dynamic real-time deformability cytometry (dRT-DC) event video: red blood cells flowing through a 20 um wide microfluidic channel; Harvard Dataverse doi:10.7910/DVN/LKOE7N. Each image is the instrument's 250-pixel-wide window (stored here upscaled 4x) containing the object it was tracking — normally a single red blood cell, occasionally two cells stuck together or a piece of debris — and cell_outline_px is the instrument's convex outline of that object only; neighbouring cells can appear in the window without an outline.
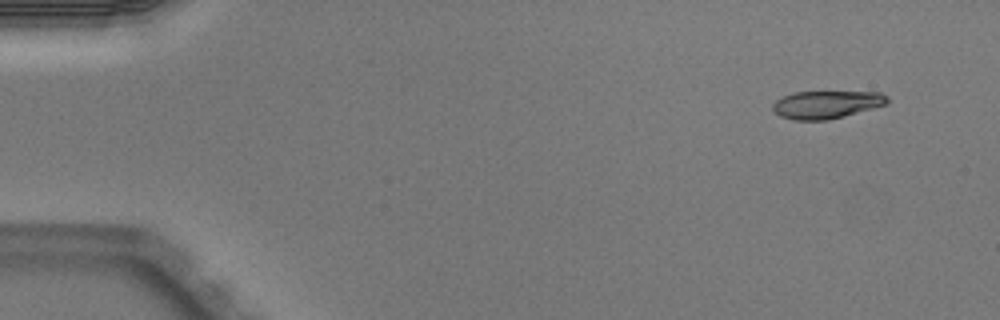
{"species": "Egyptian fruit bat (a non-hibernating species)", "species_latin": "Rousettus aegyptiacus", "temperature_condition": "warm", "stored_images_in_passage": 4, "camera_frame_rate_fps": 3000, "um_per_image_px": 0.085, "animal": {"sex": "male"}, "frame": {"image": 1, "passage_image": 1, "time_ms": 0.0, "image_size_px": [1000, 320], "cell_outline_px": [[888, 104], [844, 116], [828, 120], [792, 120], [780, 116], [772, 108], [772, 104], [776, 100], [792, 92], [880, 92], [888, 96]], "centroid_in_image_um": [70.25, 8.89], "position_along_channel_um": 14.7, "area_um2": 18.55}}
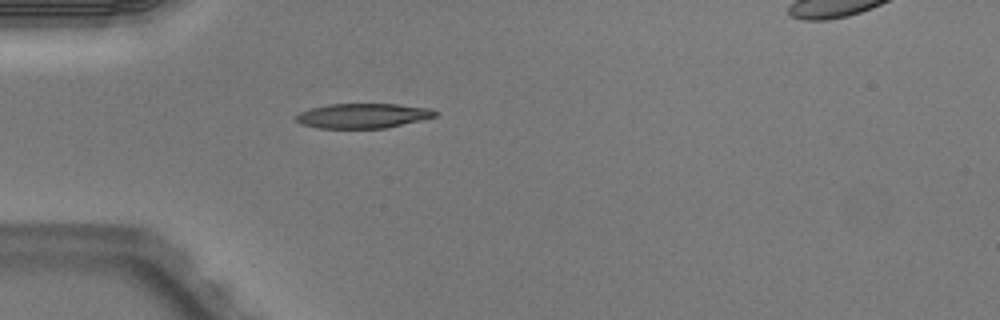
{"frame": {"image": 2, "passage_image": 4, "time_ms": 1.0, "image_size_px": [1000, 320], "cell_outline_px": [[440, 112], [436, 116], [420, 120], [384, 128], [320, 128], [300, 124], [296, 120], [296, 116], [300, 112], [312, 108], [328, 104], [396, 104], [428, 108]], "centroid_in_image_um": [30.84, 9.84], "position_along_channel_um": 54.2, "area_um2": 19.88}}